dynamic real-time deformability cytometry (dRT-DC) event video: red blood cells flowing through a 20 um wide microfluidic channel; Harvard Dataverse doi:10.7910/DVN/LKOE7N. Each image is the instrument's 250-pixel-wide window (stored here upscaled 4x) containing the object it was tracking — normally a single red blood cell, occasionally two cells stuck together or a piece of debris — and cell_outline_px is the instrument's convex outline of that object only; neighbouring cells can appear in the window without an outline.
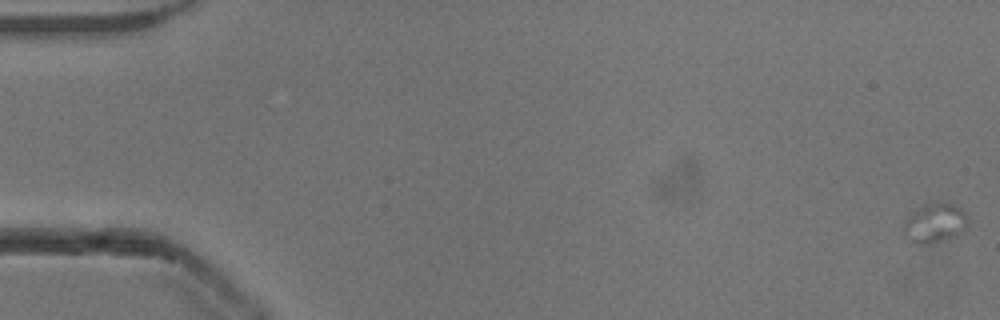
{"species": "common noctule bat (a hibernating species)", "species_latin": "Nyctalus noctula", "temperature_condition": "cold", "stored_images_in_passage": 10, "camera_frame_rate_fps": 3000, "um_per_image_px": 0.085, "animal": {"sex": "male", "body_mass_g": 13.3}, "frame": {"image": 1, "passage_image": 1, "time_ms": 0.0, "image_size_px": [1000, 320], "cell_outline_px": [[968, 228], [964, 232], [956, 236], [928, 244], [916, 244], [904, 232], [904, 224], [912, 212], [924, 204], [936, 200], [944, 200], [960, 208], [964, 212], [968, 220]], "centroid_in_image_um": [79.52, 18.92], "position_along_channel_um": 5.5, "area_um2": 14.91}}